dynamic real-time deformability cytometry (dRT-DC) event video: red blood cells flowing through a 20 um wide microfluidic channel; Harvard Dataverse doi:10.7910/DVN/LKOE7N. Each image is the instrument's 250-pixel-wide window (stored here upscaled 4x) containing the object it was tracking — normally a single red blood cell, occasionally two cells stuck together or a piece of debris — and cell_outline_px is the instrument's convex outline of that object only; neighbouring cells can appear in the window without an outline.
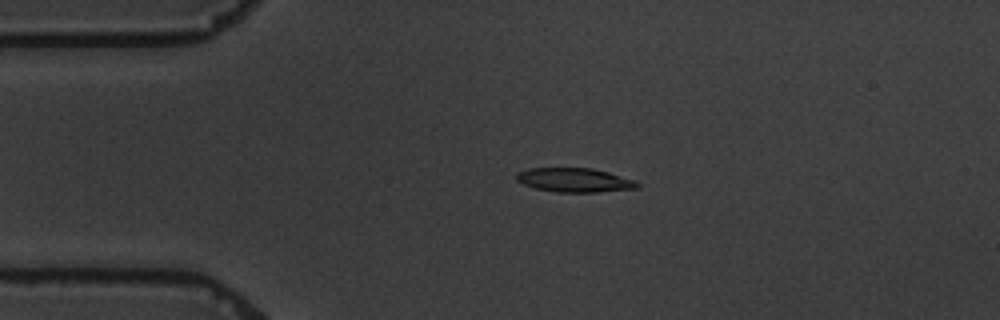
{"species": "common noctule bat (a hibernating species)", "species_latin": "Nyctalus noctula", "temperature_condition": "warm", "stored_images_in_passage": 5, "camera_frame_rate_fps": 3000, "um_per_image_px": 0.085, "animal": {"sex": "male", "body_mass_g": 19.5, "forearm_length_mm": 54.6}, "frame": {"image": 1, "passage_image": 4, "time_ms": 3.333, "image_size_px": [1000, 320], "cell_outline_px": [[640, 188], [596, 192], [556, 192], [536, 188], [524, 184], [516, 180], [516, 176], [520, 172], [528, 168], [592, 168], [608, 172], [636, 180], [640, 184]], "centroid_in_image_um": [48.88, 15.31], "position_along_channel_um": 36.1, "area_um2": 16.94}}